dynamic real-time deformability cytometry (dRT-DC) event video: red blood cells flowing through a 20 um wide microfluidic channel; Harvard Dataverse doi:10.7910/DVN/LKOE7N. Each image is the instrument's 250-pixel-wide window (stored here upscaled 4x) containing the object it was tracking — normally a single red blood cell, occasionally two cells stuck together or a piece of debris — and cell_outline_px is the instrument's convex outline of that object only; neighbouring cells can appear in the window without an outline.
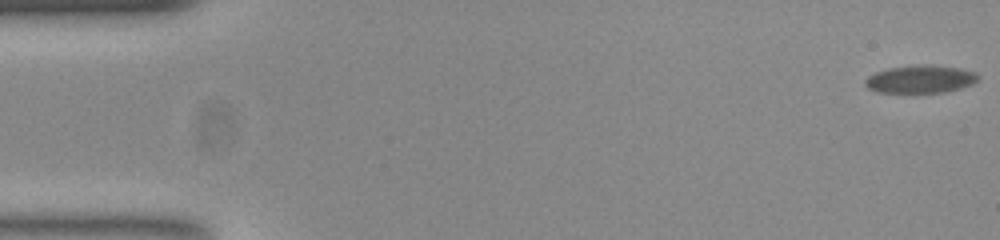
{"species": "common noctule bat (a hibernating species)", "species_latin": "Nyctalus noctula", "temperature_condition": "room temperature", "stored_images_in_passage": 56, "camera_frame_rate_fps": 3000, "um_per_image_px": 0.085, "animal": {"sex": "female", "body_mass_g": 23.0, "forearm_length_mm": 53.4}, "frame": {"image": 1, "passage_image": 1, "time_ms": 0.0, "image_size_px": [1000, 240], "cell_outline_px": [[976, 80], [968, 84], [956, 88], [936, 92], [884, 92], [872, 88], [868, 84], [868, 80], [872, 76], [880, 72], [892, 68], [952, 68], [972, 72], [976, 76]], "centroid_in_image_um": [78.24, 6.78], "position_along_channel_um": 6.8, "area_um2": 15.72}}
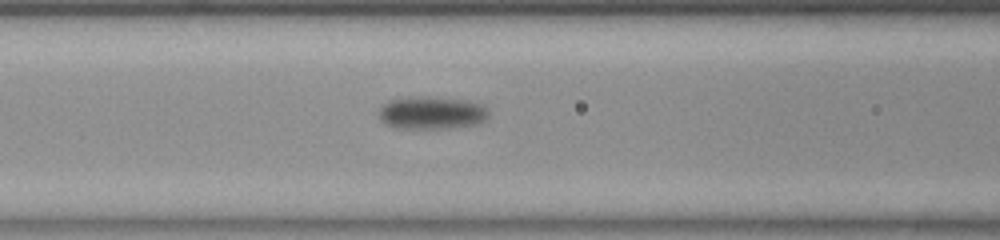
{"frame": {"image": 2, "passage_image": 23, "time_ms": 7.333, "image_size_px": [1000, 240], "cell_outline_px": [[484, 116], [480, 120], [472, 124], [436, 128], [404, 128], [388, 124], [380, 116], [380, 112], [384, 104], [392, 100], [428, 96], [460, 100], [476, 104], [484, 108]], "centroid_in_image_um": [36.6, 9.58], "position_along_channel_um": 130.0, "area_um2": 19.25}}
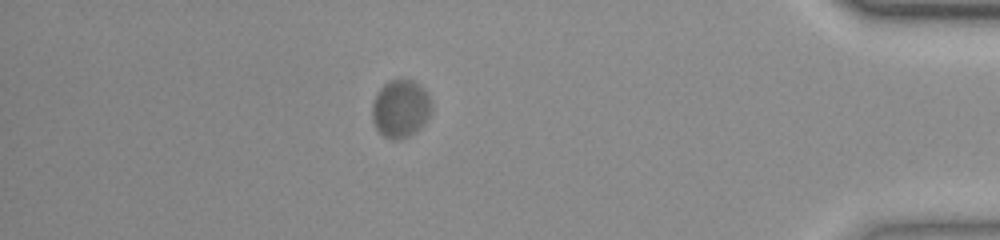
{"frame": {"image": 3, "passage_image": 49, "time_ms": 16.0, "image_size_px": [1000, 240], "cell_outline_px": [[432, 104], [428, 116], [412, 132], [396, 140], [384, 136], [376, 128], [372, 116], [372, 104], [380, 88], [384, 84], [392, 80], [412, 80], [428, 96]], "centroid_in_image_um": [33.99, 9.21], "position_along_channel_um": 401.2, "area_um2": 18.96}, "authors_computed_cell_mechanics": {"area_um2": 18.6116, "velocity_mm_per_s": 3.6677, "shape_relaxation_time_tau1_ms": 1.9256, "shape_relaxation_time_tau2_ms": null, "deformation_change_tau1": 0.128, "deformation_change_tau2": null}}